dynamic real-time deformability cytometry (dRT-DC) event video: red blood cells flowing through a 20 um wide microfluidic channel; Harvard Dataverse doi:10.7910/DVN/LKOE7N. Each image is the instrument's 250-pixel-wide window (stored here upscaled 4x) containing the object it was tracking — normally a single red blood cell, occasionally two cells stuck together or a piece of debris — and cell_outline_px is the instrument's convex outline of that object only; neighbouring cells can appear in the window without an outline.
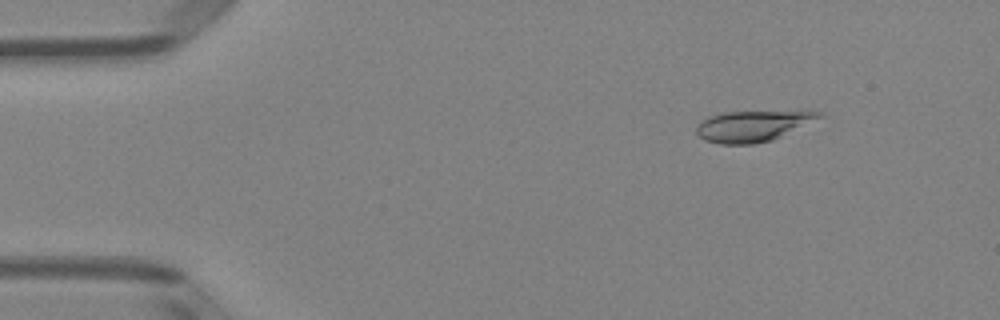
{"species": "Egyptian fruit bat (a non-hibernating species)", "species_latin": "Rousettus aegyptiacus", "temperature_condition": "room temperature", "stored_images_in_passage": 3, "camera_frame_rate_fps": 3000, "um_per_image_px": 0.085, "animal": {"sex": "female"}, "frame": {"image": 1, "passage_image": 1, "time_ms": 0.0, "image_size_px": [1000, 320], "cell_outline_px": [[828, 116], [772, 140], [752, 144], [720, 144], [704, 140], [696, 132], [696, 128], [700, 120], [708, 116], [720, 112], [824, 112]], "centroid_in_image_um": [63.99, 10.71], "position_along_channel_um": 21.0, "area_um2": 22.14}}